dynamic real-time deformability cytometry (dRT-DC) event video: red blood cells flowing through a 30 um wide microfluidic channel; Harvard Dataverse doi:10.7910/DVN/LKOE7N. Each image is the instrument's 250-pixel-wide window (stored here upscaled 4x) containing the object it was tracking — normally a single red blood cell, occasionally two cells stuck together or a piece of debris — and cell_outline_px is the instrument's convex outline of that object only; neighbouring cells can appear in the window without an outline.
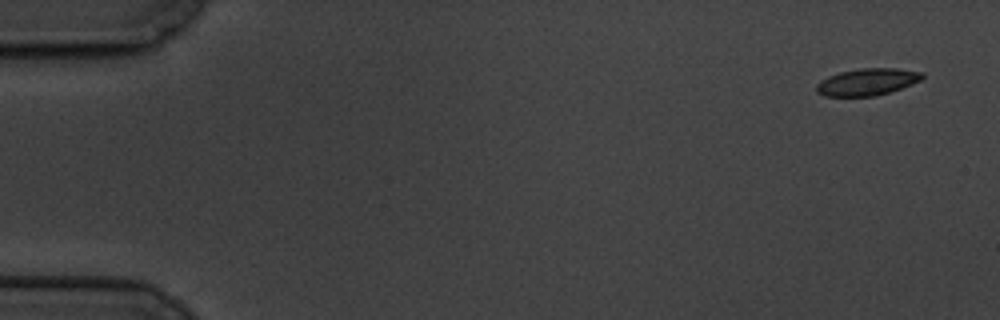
{"species": "common noctule bat (a hibernating species)", "species_latin": "Nyctalus noctula", "temperature_condition": "cold", "stored_images_in_passage": 7, "camera_frame_rate_fps": 3000, "um_per_image_px": 0.085, "animal": {"sex": "male", "body_mass_g": 19.5, "forearm_length_mm": 54.6}, "frame": {"image": 1, "passage_image": 1, "time_ms": 0.0, "image_size_px": [1000, 320], "cell_outline_px": [[924, 76], [920, 80], [912, 84], [876, 96], [824, 96], [816, 92], [816, 84], [820, 80], [828, 76], [840, 72], [860, 68], [896, 68], [924, 72]], "centroid_in_image_um": [73.7, 6.96], "position_along_channel_um": 11.3, "area_um2": 16.65}}
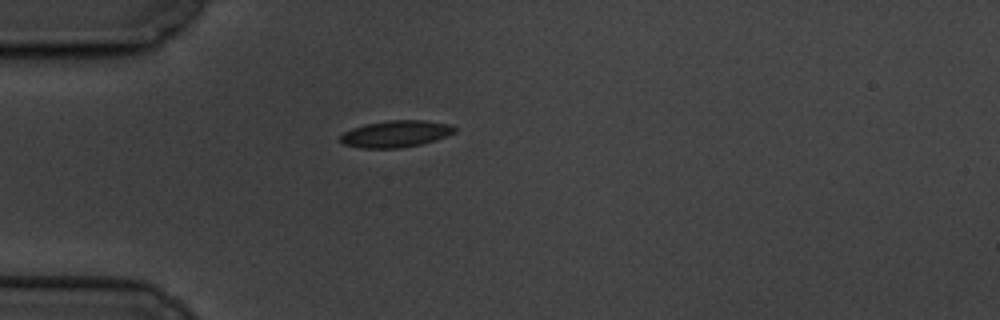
{"frame": {"image": 2, "passage_image": 5, "time_ms": 4.667, "image_size_px": [1000, 320], "cell_outline_px": [[456, 132], [420, 144], [400, 148], [364, 148], [344, 144], [340, 140], [340, 136], [344, 132], [352, 128], [364, 124], [388, 120], [424, 120], [452, 124], [456, 128]], "centroid_in_image_um": [33.64, 11.36], "position_along_channel_um": 51.4, "area_um2": 17.69}}
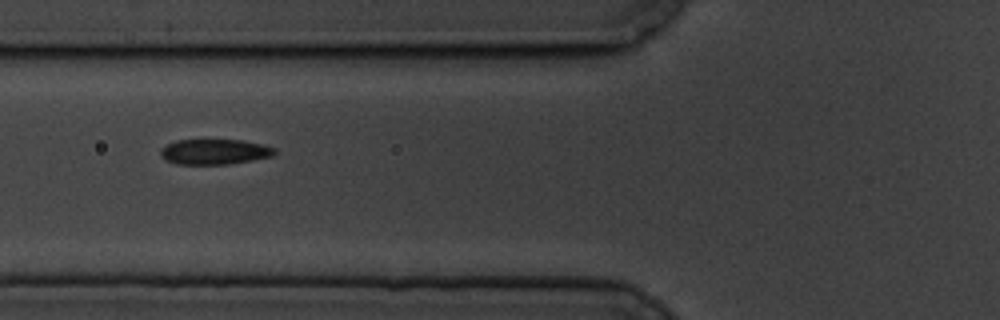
{"frame": {"image": 3, "passage_image": 7, "time_ms": 6.667, "image_size_px": [1000, 320], "cell_outline_px": [[276, 152], [272, 156], [252, 160], [228, 164], [176, 164], [164, 160], [160, 156], [160, 148], [176, 140], [244, 140], [276, 148]], "centroid_in_image_um": [18.2, 12.9], "position_along_channel_um": 107.6, "area_um2": 16.88}}